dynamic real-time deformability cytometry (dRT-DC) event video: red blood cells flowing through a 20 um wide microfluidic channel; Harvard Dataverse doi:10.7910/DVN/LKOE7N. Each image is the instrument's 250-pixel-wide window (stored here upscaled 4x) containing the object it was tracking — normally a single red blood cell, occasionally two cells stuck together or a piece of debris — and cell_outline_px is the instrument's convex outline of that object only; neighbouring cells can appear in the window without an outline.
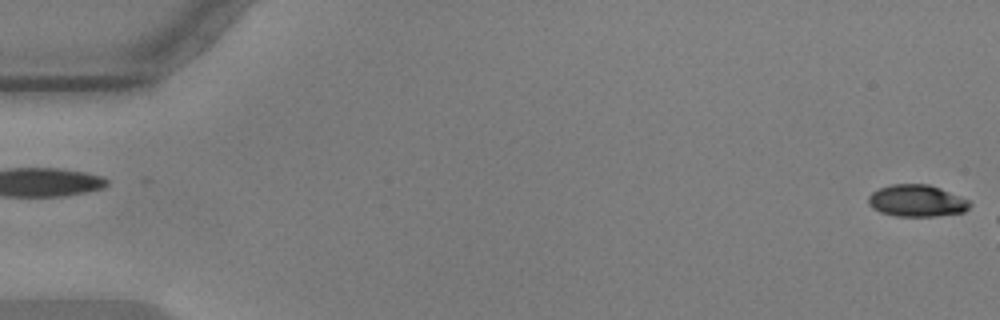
{"species": "common noctule bat (a hibernating species)", "species_latin": "Nyctalus noctula", "temperature_condition": "warm", "stored_images_in_passage": 10, "camera_frame_rate_fps": 3000, "um_per_image_px": 0.085, "animal": {"sex": "male", "body_mass_g": 17.9, "forearm_length_mm": 54.2}, "frame": {"image": 1, "passage_image": 1, "time_ms": 0.0, "image_size_px": [1000, 320], "cell_outline_px": [[972, 204], [964, 212], [936, 216], [896, 216], [880, 212], [872, 208], [868, 204], [868, 196], [872, 192], [880, 188], [892, 184], [928, 184], [940, 188], [960, 196], [968, 200]], "centroid_in_image_um": [77.91, 17.07], "position_along_channel_um": 7.1, "area_um2": 18.84}}